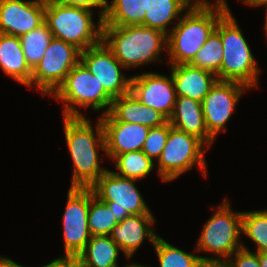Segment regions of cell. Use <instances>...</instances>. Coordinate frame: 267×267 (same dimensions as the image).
Returning <instances> with one entry per match:
<instances>
[{"label":"cell","instance_id":"obj_21","mask_svg":"<svg viewBox=\"0 0 267 267\" xmlns=\"http://www.w3.org/2000/svg\"><path fill=\"white\" fill-rule=\"evenodd\" d=\"M0 67L19 83L30 84L32 69L25 60L19 37L0 33Z\"/></svg>","mask_w":267,"mask_h":267},{"label":"cell","instance_id":"obj_17","mask_svg":"<svg viewBox=\"0 0 267 267\" xmlns=\"http://www.w3.org/2000/svg\"><path fill=\"white\" fill-rule=\"evenodd\" d=\"M154 223L153 214L130 215L119 221L112 228L109 236L120 247L124 255L131 258L145 238H148L153 245L155 244L159 236L151 227Z\"/></svg>","mask_w":267,"mask_h":267},{"label":"cell","instance_id":"obj_4","mask_svg":"<svg viewBox=\"0 0 267 267\" xmlns=\"http://www.w3.org/2000/svg\"><path fill=\"white\" fill-rule=\"evenodd\" d=\"M215 31L220 35L223 46V60L217 79L241 83L249 90L256 87L258 65L231 12L219 20Z\"/></svg>","mask_w":267,"mask_h":267},{"label":"cell","instance_id":"obj_36","mask_svg":"<svg viewBox=\"0 0 267 267\" xmlns=\"http://www.w3.org/2000/svg\"><path fill=\"white\" fill-rule=\"evenodd\" d=\"M0 267H26L22 266L18 263H15L14 260L10 258H4L3 256H0Z\"/></svg>","mask_w":267,"mask_h":267},{"label":"cell","instance_id":"obj_8","mask_svg":"<svg viewBox=\"0 0 267 267\" xmlns=\"http://www.w3.org/2000/svg\"><path fill=\"white\" fill-rule=\"evenodd\" d=\"M204 146L207 145L196 136L172 127L165 147L157 160L159 176L165 182L173 181L180 174L192 169L195 164L203 171V176H207L205 151L202 148Z\"/></svg>","mask_w":267,"mask_h":267},{"label":"cell","instance_id":"obj_40","mask_svg":"<svg viewBox=\"0 0 267 267\" xmlns=\"http://www.w3.org/2000/svg\"><path fill=\"white\" fill-rule=\"evenodd\" d=\"M124 267H147V266H144V265H141V264H137V263H131L129 265H125Z\"/></svg>","mask_w":267,"mask_h":267},{"label":"cell","instance_id":"obj_1","mask_svg":"<svg viewBox=\"0 0 267 267\" xmlns=\"http://www.w3.org/2000/svg\"><path fill=\"white\" fill-rule=\"evenodd\" d=\"M63 118L66 144L74 167L70 187L90 188L107 171L100 166L97 151H106L103 124L99 117L95 134L85 116Z\"/></svg>","mask_w":267,"mask_h":267},{"label":"cell","instance_id":"obj_41","mask_svg":"<svg viewBox=\"0 0 267 267\" xmlns=\"http://www.w3.org/2000/svg\"><path fill=\"white\" fill-rule=\"evenodd\" d=\"M256 0H243V2L247 5H252Z\"/></svg>","mask_w":267,"mask_h":267},{"label":"cell","instance_id":"obj_3","mask_svg":"<svg viewBox=\"0 0 267 267\" xmlns=\"http://www.w3.org/2000/svg\"><path fill=\"white\" fill-rule=\"evenodd\" d=\"M102 40L127 69L158 61L168 44L167 34L144 25L103 26Z\"/></svg>","mask_w":267,"mask_h":267},{"label":"cell","instance_id":"obj_2","mask_svg":"<svg viewBox=\"0 0 267 267\" xmlns=\"http://www.w3.org/2000/svg\"><path fill=\"white\" fill-rule=\"evenodd\" d=\"M226 13L218 6L193 7L179 17L167 34L170 65L189 64Z\"/></svg>","mask_w":267,"mask_h":267},{"label":"cell","instance_id":"obj_35","mask_svg":"<svg viewBox=\"0 0 267 267\" xmlns=\"http://www.w3.org/2000/svg\"><path fill=\"white\" fill-rule=\"evenodd\" d=\"M41 267H77L76 261L73 258H56L47 265Z\"/></svg>","mask_w":267,"mask_h":267},{"label":"cell","instance_id":"obj_32","mask_svg":"<svg viewBox=\"0 0 267 267\" xmlns=\"http://www.w3.org/2000/svg\"><path fill=\"white\" fill-rule=\"evenodd\" d=\"M232 256L225 261L227 267H260L258 254L251 252L244 244H242V249L236 251Z\"/></svg>","mask_w":267,"mask_h":267},{"label":"cell","instance_id":"obj_39","mask_svg":"<svg viewBox=\"0 0 267 267\" xmlns=\"http://www.w3.org/2000/svg\"><path fill=\"white\" fill-rule=\"evenodd\" d=\"M267 6V0H256L251 6L258 7V6Z\"/></svg>","mask_w":267,"mask_h":267},{"label":"cell","instance_id":"obj_27","mask_svg":"<svg viewBox=\"0 0 267 267\" xmlns=\"http://www.w3.org/2000/svg\"><path fill=\"white\" fill-rule=\"evenodd\" d=\"M113 160L116 161L115 167L119 170L114 172L116 175L135 180L145 178L155 166L154 161L142 150L119 154Z\"/></svg>","mask_w":267,"mask_h":267},{"label":"cell","instance_id":"obj_30","mask_svg":"<svg viewBox=\"0 0 267 267\" xmlns=\"http://www.w3.org/2000/svg\"><path fill=\"white\" fill-rule=\"evenodd\" d=\"M242 234L256 244V252H267V209L244 211L242 214Z\"/></svg>","mask_w":267,"mask_h":267},{"label":"cell","instance_id":"obj_25","mask_svg":"<svg viewBox=\"0 0 267 267\" xmlns=\"http://www.w3.org/2000/svg\"><path fill=\"white\" fill-rule=\"evenodd\" d=\"M160 267H200L203 262H214V257L197 256L170 245L160 236L153 245Z\"/></svg>","mask_w":267,"mask_h":267},{"label":"cell","instance_id":"obj_42","mask_svg":"<svg viewBox=\"0 0 267 267\" xmlns=\"http://www.w3.org/2000/svg\"><path fill=\"white\" fill-rule=\"evenodd\" d=\"M266 9H267V6H266ZM265 15H266V22H265V24H264V28H265V30H266V35H267V10H266Z\"/></svg>","mask_w":267,"mask_h":267},{"label":"cell","instance_id":"obj_14","mask_svg":"<svg viewBox=\"0 0 267 267\" xmlns=\"http://www.w3.org/2000/svg\"><path fill=\"white\" fill-rule=\"evenodd\" d=\"M169 77L157 72H146L132 76L130 87V92L140 102L160 112L167 119L171 117L176 101L171 73Z\"/></svg>","mask_w":267,"mask_h":267},{"label":"cell","instance_id":"obj_5","mask_svg":"<svg viewBox=\"0 0 267 267\" xmlns=\"http://www.w3.org/2000/svg\"><path fill=\"white\" fill-rule=\"evenodd\" d=\"M92 13V10L86 8L46 0L45 22L54 38L73 44L83 51L102 41L103 19L99 16L98 27H95Z\"/></svg>","mask_w":267,"mask_h":267},{"label":"cell","instance_id":"obj_12","mask_svg":"<svg viewBox=\"0 0 267 267\" xmlns=\"http://www.w3.org/2000/svg\"><path fill=\"white\" fill-rule=\"evenodd\" d=\"M80 61L97 77L112 99L130 93L132 77L122 74L121 69L125 67L103 40L81 51Z\"/></svg>","mask_w":267,"mask_h":267},{"label":"cell","instance_id":"obj_38","mask_svg":"<svg viewBox=\"0 0 267 267\" xmlns=\"http://www.w3.org/2000/svg\"><path fill=\"white\" fill-rule=\"evenodd\" d=\"M200 267H227L225 262H203Z\"/></svg>","mask_w":267,"mask_h":267},{"label":"cell","instance_id":"obj_15","mask_svg":"<svg viewBox=\"0 0 267 267\" xmlns=\"http://www.w3.org/2000/svg\"><path fill=\"white\" fill-rule=\"evenodd\" d=\"M46 0H0V33L20 37L45 21Z\"/></svg>","mask_w":267,"mask_h":267},{"label":"cell","instance_id":"obj_6","mask_svg":"<svg viewBox=\"0 0 267 267\" xmlns=\"http://www.w3.org/2000/svg\"><path fill=\"white\" fill-rule=\"evenodd\" d=\"M56 101L64 102L63 116L84 117L77 109L90 107L94 111L105 108L101 115L109 113L113 99L104 87L80 61L66 76L64 82L52 94Z\"/></svg>","mask_w":267,"mask_h":267},{"label":"cell","instance_id":"obj_18","mask_svg":"<svg viewBox=\"0 0 267 267\" xmlns=\"http://www.w3.org/2000/svg\"><path fill=\"white\" fill-rule=\"evenodd\" d=\"M170 66L176 96H185L202 102L218 80L212 72L190 64Z\"/></svg>","mask_w":267,"mask_h":267},{"label":"cell","instance_id":"obj_24","mask_svg":"<svg viewBox=\"0 0 267 267\" xmlns=\"http://www.w3.org/2000/svg\"><path fill=\"white\" fill-rule=\"evenodd\" d=\"M190 7L183 0H147L144 26L167 32L168 24Z\"/></svg>","mask_w":267,"mask_h":267},{"label":"cell","instance_id":"obj_16","mask_svg":"<svg viewBox=\"0 0 267 267\" xmlns=\"http://www.w3.org/2000/svg\"><path fill=\"white\" fill-rule=\"evenodd\" d=\"M100 120L104 128L105 153L108 157L114 159L119 154L142 150L149 127L118 121L110 112L102 115Z\"/></svg>","mask_w":267,"mask_h":267},{"label":"cell","instance_id":"obj_20","mask_svg":"<svg viewBox=\"0 0 267 267\" xmlns=\"http://www.w3.org/2000/svg\"><path fill=\"white\" fill-rule=\"evenodd\" d=\"M109 112L118 121L138 123L149 128L159 127L168 122L163 114L144 105L131 92L113 99Z\"/></svg>","mask_w":267,"mask_h":267},{"label":"cell","instance_id":"obj_31","mask_svg":"<svg viewBox=\"0 0 267 267\" xmlns=\"http://www.w3.org/2000/svg\"><path fill=\"white\" fill-rule=\"evenodd\" d=\"M172 128L169 122L162 126L150 128L147 138L144 141L142 151L152 161L158 160L169 135V130Z\"/></svg>","mask_w":267,"mask_h":267},{"label":"cell","instance_id":"obj_9","mask_svg":"<svg viewBox=\"0 0 267 267\" xmlns=\"http://www.w3.org/2000/svg\"><path fill=\"white\" fill-rule=\"evenodd\" d=\"M81 50L61 39L52 38L40 62L32 70L31 82L43 96L52 95L67 74L80 62Z\"/></svg>","mask_w":267,"mask_h":267},{"label":"cell","instance_id":"obj_7","mask_svg":"<svg viewBox=\"0 0 267 267\" xmlns=\"http://www.w3.org/2000/svg\"><path fill=\"white\" fill-rule=\"evenodd\" d=\"M217 208L204 225L195 250L211 252L216 255L214 262H225L242 249L243 242L239 238L242 233L243 212H232L228 200H224Z\"/></svg>","mask_w":267,"mask_h":267},{"label":"cell","instance_id":"obj_26","mask_svg":"<svg viewBox=\"0 0 267 267\" xmlns=\"http://www.w3.org/2000/svg\"><path fill=\"white\" fill-rule=\"evenodd\" d=\"M52 38V33L45 21L34 30L19 37L25 60L32 70L42 59Z\"/></svg>","mask_w":267,"mask_h":267},{"label":"cell","instance_id":"obj_13","mask_svg":"<svg viewBox=\"0 0 267 267\" xmlns=\"http://www.w3.org/2000/svg\"><path fill=\"white\" fill-rule=\"evenodd\" d=\"M241 83L217 80L202 101L205 125L215 140L220 131L226 132V122L232 116L236 104L245 90Z\"/></svg>","mask_w":267,"mask_h":267},{"label":"cell","instance_id":"obj_28","mask_svg":"<svg viewBox=\"0 0 267 267\" xmlns=\"http://www.w3.org/2000/svg\"><path fill=\"white\" fill-rule=\"evenodd\" d=\"M118 223L114 213L110 211L107 204L95 196L91 189V201L88 212V226L91 236H107Z\"/></svg>","mask_w":267,"mask_h":267},{"label":"cell","instance_id":"obj_37","mask_svg":"<svg viewBox=\"0 0 267 267\" xmlns=\"http://www.w3.org/2000/svg\"><path fill=\"white\" fill-rule=\"evenodd\" d=\"M260 262V267H267V252H256Z\"/></svg>","mask_w":267,"mask_h":267},{"label":"cell","instance_id":"obj_34","mask_svg":"<svg viewBox=\"0 0 267 267\" xmlns=\"http://www.w3.org/2000/svg\"><path fill=\"white\" fill-rule=\"evenodd\" d=\"M190 8L193 7H219L225 12H231L228 8L226 0H215V5L209 3L207 0H183ZM214 5V6H213Z\"/></svg>","mask_w":267,"mask_h":267},{"label":"cell","instance_id":"obj_23","mask_svg":"<svg viewBox=\"0 0 267 267\" xmlns=\"http://www.w3.org/2000/svg\"><path fill=\"white\" fill-rule=\"evenodd\" d=\"M108 3L103 26L144 25L147 0H112Z\"/></svg>","mask_w":267,"mask_h":267},{"label":"cell","instance_id":"obj_11","mask_svg":"<svg viewBox=\"0 0 267 267\" xmlns=\"http://www.w3.org/2000/svg\"><path fill=\"white\" fill-rule=\"evenodd\" d=\"M63 215L64 258L75 259L91 238L88 212L91 188L70 187Z\"/></svg>","mask_w":267,"mask_h":267},{"label":"cell","instance_id":"obj_19","mask_svg":"<svg viewBox=\"0 0 267 267\" xmlns=\"http://www.w3.org/2000/svg\"><path fill=\"white\" fill-rule=\"evenodd\" d=\"M168 122L173 128L196 136L207 145V148L215 141L206 128L202 102L185 96H176L174 110Z\"/></svg>","mask_w":267,"mask_h":267},{"label":"cell","instance_id":"obj_29","mask_svg":"<svg viewBox=\"0 0 267 267\" xmlns=\"http://www.w3.org/2000/svg\"><path fill=\"white\" fill-rule=\"evenodd\" d=\"M222 60V40L220 35L214 31L189 64L210 71L217 76L221 69Z\"/></svg>","mask_w":267,"mask_h":267},{"label":"cell","instance_id":"obj_33","mask_svg":"<svg viewBox=\"0 0 267 267\" xmlns=\"http://www.w3.org/2000/svg\"><path fill=\"white\" fill-rule=\"evenodd\" d=\"M58 2L65 4V5H70V6H76V7H81V8H86L89 10H92V8H101L99 10L100 17L103 19L107 7H108V0H57Z\"/></svg>","mask_w":267,"mask_h":267},{"label":"cell","instance_id":"obj_10","mask_svg":"<svg viewBox=\"0 0 267 267\" xmlns=\"http://www.w3.org/2000/svg\"><path fill=\"white\" fill-rule=\"evenodd\" d=\"M135 181L107 170L90 188L95 196L107 204L119 222L130 215L152 214Z\"/></svg>","mask_w":267,"mask_h":267},{"label":"cell","instance_id":"obj_22","mask_svg":"<svg viewBox=\"0 0 267 267\" xmlns=\"http://www.w3.org/2000/svg\"><path fill=\"white\" fill-rule=\"evenodd\" d=\"M120 247L107 236H91L75 258L77 267H119Z\"/></svg>","mask_w":267,"mask_h":267}]
</instances>
